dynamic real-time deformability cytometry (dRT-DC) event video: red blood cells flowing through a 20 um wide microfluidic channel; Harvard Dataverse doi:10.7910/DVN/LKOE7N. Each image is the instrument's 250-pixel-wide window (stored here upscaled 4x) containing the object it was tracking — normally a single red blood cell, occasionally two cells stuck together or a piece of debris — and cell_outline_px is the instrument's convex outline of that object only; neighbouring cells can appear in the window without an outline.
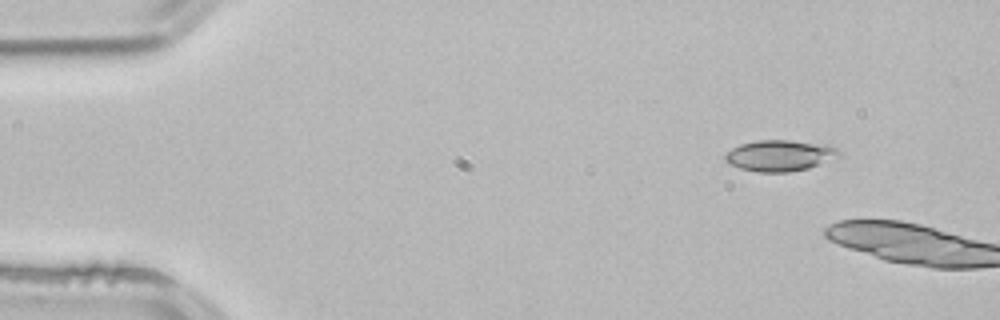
{"species": "common noctule bat (a hibernating species)", "species_latin": "Nyctalus noctula", "temperature_condition": "room temperature", "stored_images_in_passage": 6, "camera_frame_rate_fps": 3000, "um_per_image_px": 0.085, "animal": {"sex": "male", "body_mass_g": 21.5, "forearm_length_mm": 52.0}, "frame": {"image": 1, "passage_image": 4, "time_ms": 1.0, "image_size_px": [1000, 320], "cell_outline_px": [[840, 156], [808, 168], [788, 172], [756, 172], [740, 168], [728, 164], [724, 160], [724, 156], [732, 148], [740, 144], [756, 140], [792, 140], [832, 144], [840, 152]], "centroid_in_image_um": [66.29, 13.21], "position_along_channel_um": 18.7, "area_um2": 20.87}}